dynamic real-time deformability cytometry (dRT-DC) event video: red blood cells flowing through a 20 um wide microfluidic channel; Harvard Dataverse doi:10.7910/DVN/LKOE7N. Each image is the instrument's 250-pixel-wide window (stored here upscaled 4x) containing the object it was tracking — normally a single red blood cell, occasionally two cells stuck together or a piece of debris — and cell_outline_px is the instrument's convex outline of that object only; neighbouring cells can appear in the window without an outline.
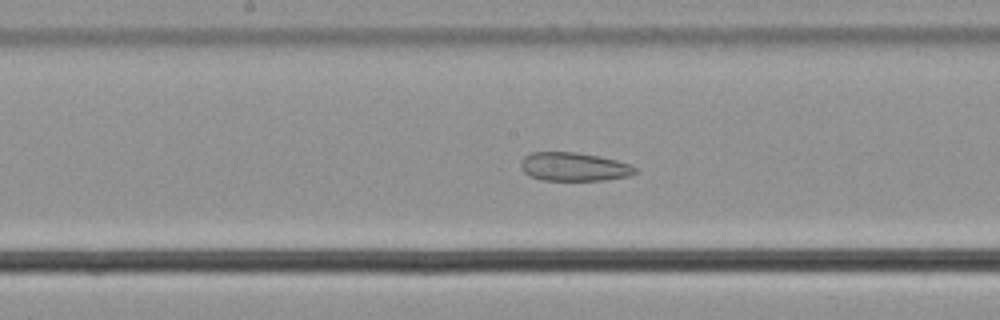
{"species": "common noctule bat (a hibernating species)", "species_latin": "Nyctalus noctula", "temperature_condition": "cold", "stored_images_in_passage": 46, "camera_frame_rate_fps": 3000, "um_per_image_px": 0.085, "animal": {"sex": "male", "body_mass_g": 21.5, "forearm_length_mm": 52.0}, "frame": {"image": 1, "passage_image": 19, "time_ms": 6.0, "image_size_px": [1000, 320], "cell_outline_px": [[636, 172], [632, 176], [608, 180], [540, 180], [528, 176], [520, 168], [520, 164], [524, 156], [532, 152], [576, 152], [616, 160], [628, 164], [636, 168]], "centroid_in_image_um": [48.76, 14.19], "position_along_channel_um": 199.4, "area_um2": 19.13}}
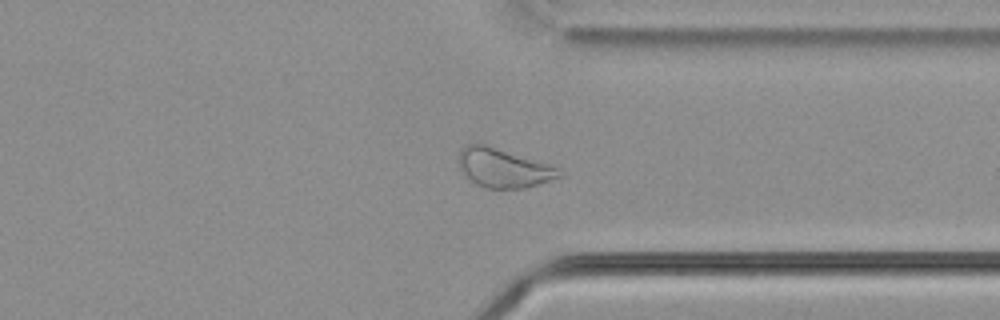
{"frame": {"image": 2, "passage_image": 33, "time_ms": 10.667, "image_size_px": [1000, 320], "cell_outline_px": [[564, 176], [524, 188], [484, 188], [468, 180], [460, 168], [460, 152], [468, 144], [484, 144], [548, 164], [560, 168], [564, 172]], "centroid_in_image_um": [42.82, 14.3], "position_along_channel_um": 368.6, "area_um2": 22.54}}
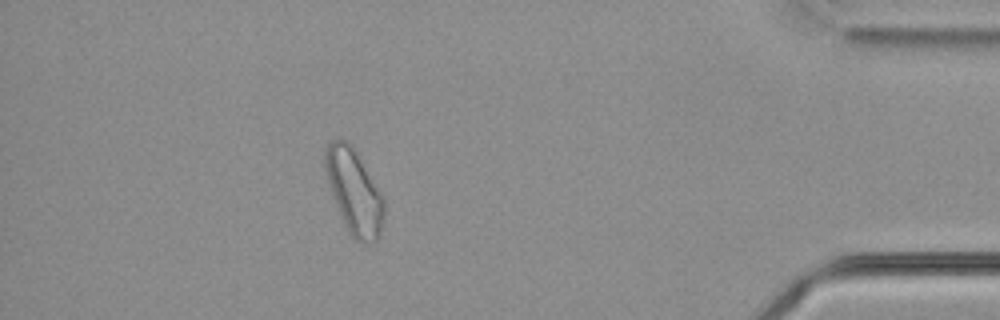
{"frame": {"image": 3, "passage_image": 40, "time_ms": 13.0, "image_size_px": [1000, 320], "cell_outline_px": [[384, 220], [380, 236], [376, 240], [364, 244], [360, 244], [348, 232], [336, 208], [332, 196], [324, 168], [324, 152], [328, 140], [344, 140], [352, 144], [380, 192], [384, 200]], "centroid_in_image_um": [30.08, 16.3], "position_along_channel_um": 405.1, "area_um2": 29.3}, "authors_computed_cell_mechanics": {"area_um2": 23.8425, "velocity_mm_per_s": 3.6222, "shape_relaxation_time_tau1_ms": null, "shape_relaxation_time_tau2_ms": 6.3923, "deformation_change_tau1": null, "deformation_change_tau2": 0.1221}}